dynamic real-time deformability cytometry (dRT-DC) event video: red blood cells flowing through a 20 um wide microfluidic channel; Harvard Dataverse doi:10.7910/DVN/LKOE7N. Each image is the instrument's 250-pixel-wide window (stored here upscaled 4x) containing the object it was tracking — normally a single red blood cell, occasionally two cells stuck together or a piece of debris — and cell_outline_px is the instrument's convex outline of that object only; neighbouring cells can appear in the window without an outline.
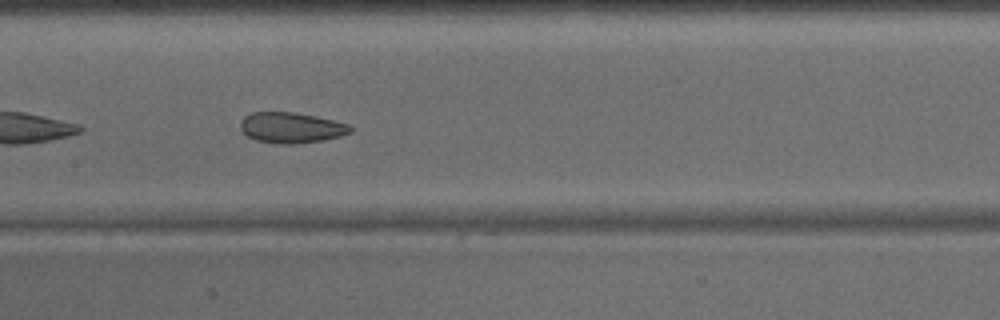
{"species": "common noctule bat (a hibernating species)", "species_latin": "Nyctalus noctula", "temperature_condition": "warm", "stored_images_in_passage": 45, "camera_frame_rate_fps": 3000, "um_per_image_px": 0.085, "animal": {"sex": "male", "body_mass_g": 15.6}, "frame": {"image": 1, "passage_image": 20, "time_ms": 6.333, "image_size_px": [1000, 320], "cell_outline_px": [[352, 132], [340, 136], [324, 140], [292, 144], [284, 144], [256, 140], [248, 136], [240, 128], [240, 120], [244, 116], [252, 112], [292, 112], [332, 120], [348, 124], [352, 128]], "centroid_in_image_um": [24.73, 10.85], "position_along_channel_um": 182.7, "area_um2": 19.42}}
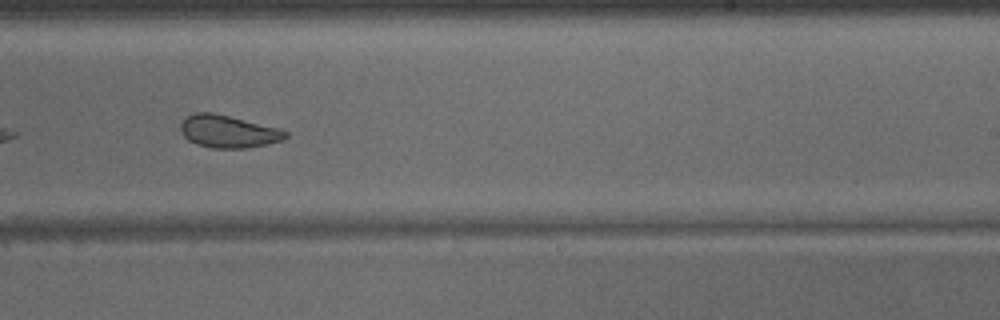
{"frame": {"image": 2, "passage_image": 26, "time_ms": 8.333, "image_size_px": [1000, 320], "cell_outline_px": [[288, 136], [284, 140], [268, 144], [244, 148], [212, 148], [196, 144], [188, 140], [184, 136], [180, 128], [180, 124], [188, 116], [196, 112], [212, 112], [280, 128], [288, 132]], "centroid_in_image_um": [19.42, 11.18], "position_along_channel_um": 269.6, "area_um2": 19.88}}